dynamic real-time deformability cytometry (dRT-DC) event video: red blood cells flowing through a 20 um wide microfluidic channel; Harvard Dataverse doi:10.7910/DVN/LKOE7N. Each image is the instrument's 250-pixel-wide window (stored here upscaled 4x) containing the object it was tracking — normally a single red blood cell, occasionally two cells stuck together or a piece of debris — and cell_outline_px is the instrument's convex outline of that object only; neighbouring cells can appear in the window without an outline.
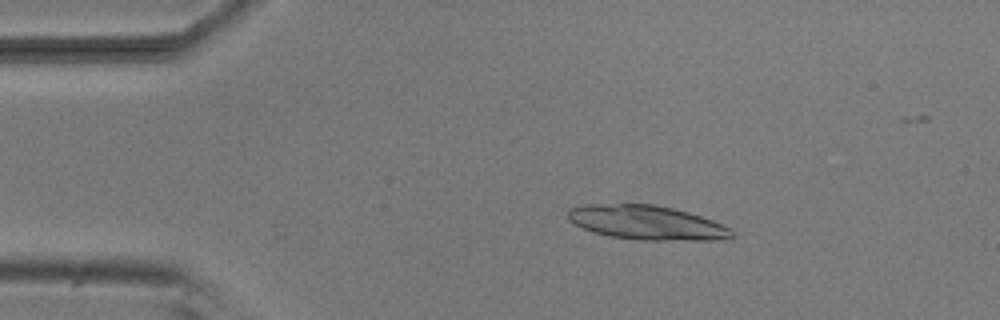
{"species": "common noctule bat (a hibernating species)", "species_latin": "Nyctalus noctula", "temperature_condition": "room temperature", "stored_images_in_passage": 5, "camera_frame_rate_fps": 3000, "um_per_image_px": 0.085, "animal": {"sex": "male", "body_mass_g": 20.5, "forearm_length_mm": 52.5}, "frame": {"image": 1, "passage_image": 2, "time_ms": 1.0, "image_size_px": [1000, 320], "cell_outline_px": [[736, 236], [720, 240], [640, 240], [612, 236], [592, 232], [568, 220], [568, 208], [588, 204], [652, 204], [672, 208], [688, 212], [712, 220], [732, 228], [736, 232]], "centroid_in_image_um": [55.02, 18.93], "position_along_channel_um": 30.0, "area_um2": 32.77}}